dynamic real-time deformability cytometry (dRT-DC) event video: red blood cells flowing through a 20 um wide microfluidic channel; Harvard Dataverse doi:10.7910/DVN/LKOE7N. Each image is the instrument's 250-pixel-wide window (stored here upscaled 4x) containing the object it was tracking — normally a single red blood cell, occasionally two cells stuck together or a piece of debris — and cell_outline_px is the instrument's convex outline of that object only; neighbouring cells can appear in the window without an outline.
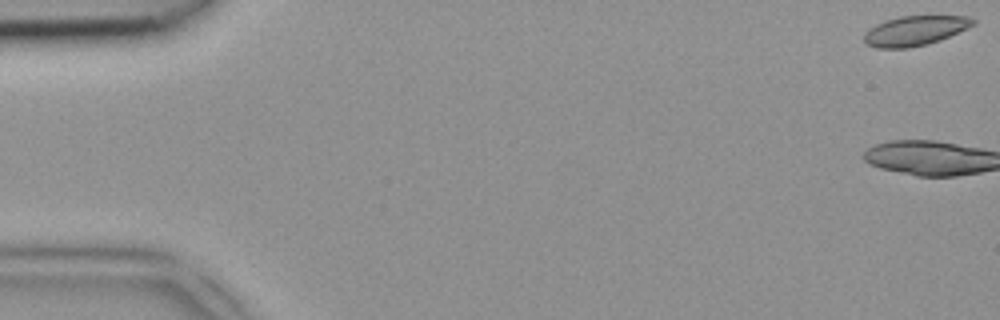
{"species": "common noctule bat (a hibernating species)", "species_latin": "Nyctalus noctula", "temperature_condition": "room temperature", "stored_images_in_passage": 41, "camera_frame_rate_fps": 3000, "um_per_image_px": 0.085, "animal": {"sex": "female", "body_mass_g": 18.4}, "frame": {"image": 1, "passage_image": 1, "time_ms": 0.0, "image_size_px": [1000, 320], "cell_outline_px": [[976, 24], [940, 40], [928, 44], [908, 48], [876, 48], [868, 44], [864, 40], [864, 36], [876, 24], [900, 16], [964, 16], [976, 20]], "centroid_in_image_um": [77.81, 2.61], "position_along_channel_um": 7.2, "area_um2": 18.55}}